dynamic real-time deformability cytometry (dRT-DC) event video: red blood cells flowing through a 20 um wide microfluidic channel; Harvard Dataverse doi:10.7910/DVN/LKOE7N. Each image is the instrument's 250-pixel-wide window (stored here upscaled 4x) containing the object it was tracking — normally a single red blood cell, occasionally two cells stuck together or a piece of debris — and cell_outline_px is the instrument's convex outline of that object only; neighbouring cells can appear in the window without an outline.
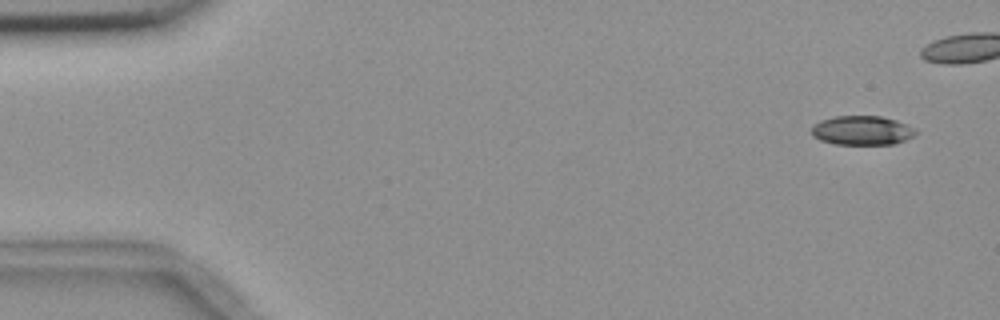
{"species": "common noctule bat (a hibernating species)", "species_latin": "Nyctalus noctula", "temperature_condition": "room temperature", "stored_images_in_passage": 15, "camera_frame_rate_fps": 3000, "um_per_image_px": 0.085, "animal": {"sex": "female", "body_mass_g": 18.4}, "frame": {"image": 1, "passage_image": 1, "time_ms": 0.0, "image_size_px": [1000, 320], "cell_outline_px": [[916, 132], [912, 136], [904, 140], [892, 144], [836, 144], [820, 140], [812, 136], [812, 128], [820, 120], [832, 116], [880, 116], [896, 120], [912, 128]], "centroid_in_image_um": [73.22, 11.08], "position_along_channel_um": 11.8, "area_um2": 17.46}}
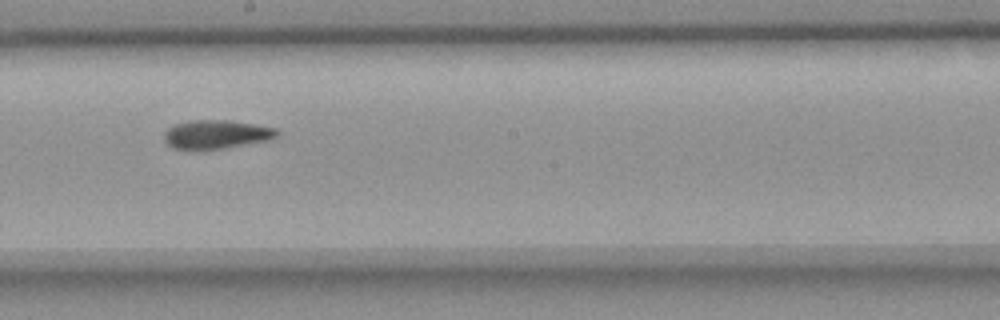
{"frame": {"image": 2, "passage_image": 9, "time_ms": 11.0, "image_size_px": [1000, 320], "cell_outline_px": [[280, 136], [272, 140], [224, 148], [172, 148], [164, 140], [164, 132], [172, 124], [192, 120], [228, 120], [276, 128], [280, 132]], "centroid_in_image_um": [18.43, 11.4], "position_along_channel_um": 229.8, "area_um2": 18.84}}
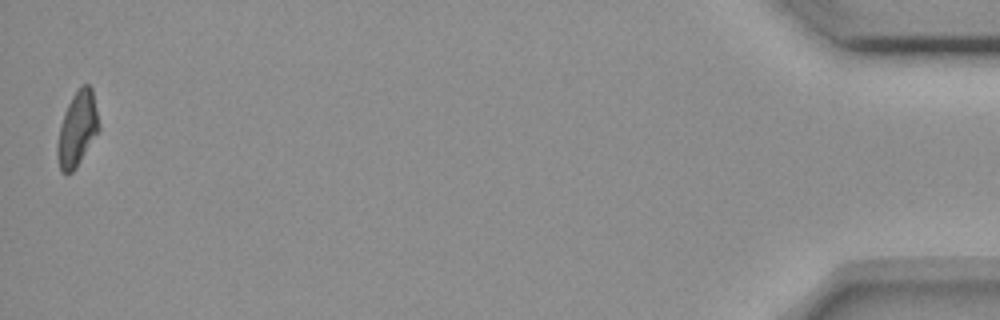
{"frame": {"image": 3, "passage_image": 15, "time_ms": 19.0, "image_size_px": [1000, 320], "cell_outline_px": [[100, 128], [76, 168], [72, 172], [60, 172], [56, 156], [56, 144], [60, 124], [64, 112], [72, 96], [80, 84], [88, 84], [92, 88], [100, 124]], "centroid_in_image_um": [6.55, 10.95], "position_along_channel_um": 428.7, "area_um2": 18.26}}